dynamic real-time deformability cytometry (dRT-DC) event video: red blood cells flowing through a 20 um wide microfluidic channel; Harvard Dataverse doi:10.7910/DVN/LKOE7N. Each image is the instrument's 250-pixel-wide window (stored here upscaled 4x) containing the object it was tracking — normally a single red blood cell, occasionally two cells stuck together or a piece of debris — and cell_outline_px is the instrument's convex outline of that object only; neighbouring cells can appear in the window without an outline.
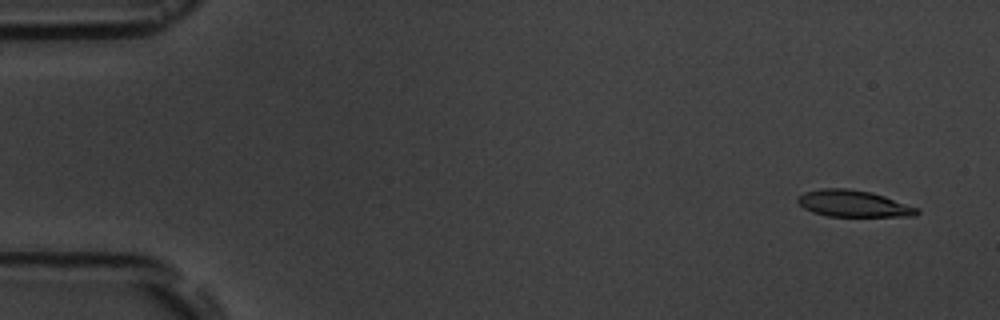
{"species": "common noctule bat (a hibernating species)", "species_latin": "Nyctalus noctula", "temperature_condition": "room temperature", "stored_images_in_passage": 4, "camera_frame_rate_fps": 3000, "um_per_image_px": 0.085, "animal": {"sex": "male", "body_mass_g": 19.5, "forearm_length_mm": 54.6}, "frame": {"image": 1, "passage_image": 1, "time_ms": 0.0, "image_size_px": [1000, 320], "cell_outline_px": [[920, 212], [916, 216], [828, 216], [812, 212], [804, 208], [796, 200], [796, 196], [804, 192], [824, 188], [848, 188], [872, 192], [920, 208]], "centroid_in_image_um": [72.54, 17.3], "position_along_channel_um": 12.5, "area_um2": 18.61}}
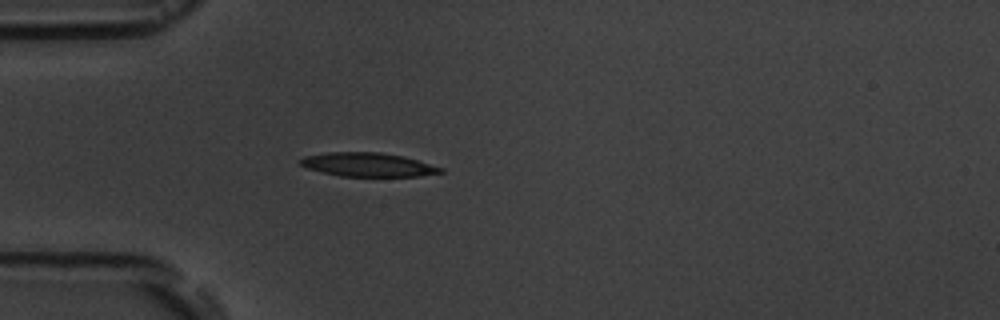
{"frame": {"image": 2, "passage_image": 4, "time_ms": 4.333, "image_size_px": [1000, 320], "cell_outline_px": [[444, 172], [420, 176], [340, 176], [308, 168], [300, 164], [300, 160], [304, 156], [324, 152], [380, 152], [404, 156], [444, 168]], "centroid_in_image_um": [31.3, 13.99], "position_along_channel_um": 53.7, "area_um2": 19.42}}